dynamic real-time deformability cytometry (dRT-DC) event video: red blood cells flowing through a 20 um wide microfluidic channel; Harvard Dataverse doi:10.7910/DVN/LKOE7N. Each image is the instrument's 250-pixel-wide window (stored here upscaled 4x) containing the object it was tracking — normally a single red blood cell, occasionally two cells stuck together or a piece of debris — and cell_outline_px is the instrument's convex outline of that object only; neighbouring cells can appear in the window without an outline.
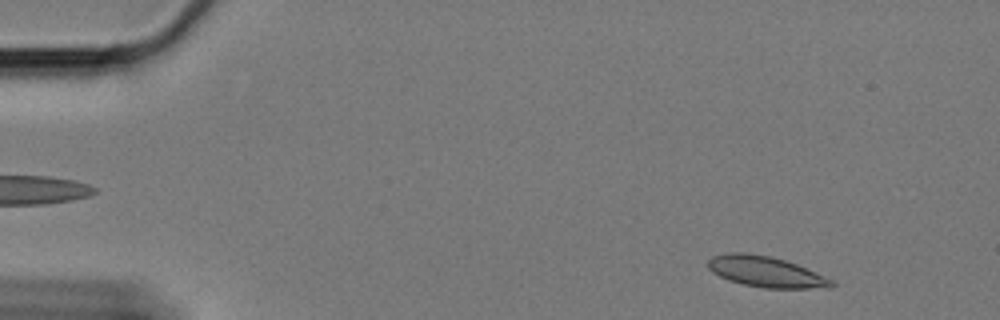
{"species": "Egyptian fruit bat (a non-hibernating species)", "species_latin": "Rousettus aegyptiacus", "temperature_condition": "cold", "stored_images_in_passage": 16, "camera_frame_rate_fps": 3000, "um_per_image_px": 0.085, "animal": {"sex": "female"}, "frame": {"image": 1, "passage_image": 5, "time_ms": 1.333, "image_size_px": [1000, 320], "cell_outline_px": [[836, 284], [828, 288], [764, 288], [744, 284], [728, 280], [712, 272], [708, 268], [708, 260], [712, 256], [732, 252], [744, 252], [768, 256], [784, 260], [796, 264], [824, 276], [832, 280]], "centroid_in_image_um": [65.07, 23.1], "position_along_channel_um": 19.9, "area_um2": 21.91}}